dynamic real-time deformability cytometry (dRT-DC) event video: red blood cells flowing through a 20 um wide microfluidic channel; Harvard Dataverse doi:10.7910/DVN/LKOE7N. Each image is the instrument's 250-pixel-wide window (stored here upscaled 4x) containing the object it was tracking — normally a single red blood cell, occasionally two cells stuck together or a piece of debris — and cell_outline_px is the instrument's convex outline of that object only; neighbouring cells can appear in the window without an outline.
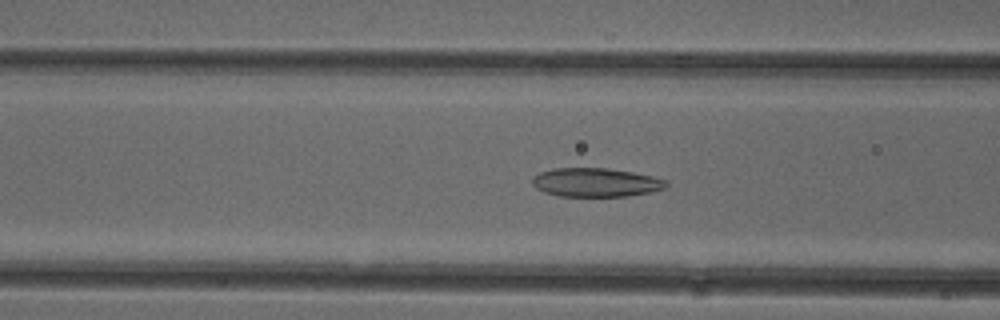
{"species": "common noctule bat (a hibernating species)", "species_latin": "Nyctalus noctula", "temperature_condition": "cold", "stored_images_in_passage": 38, "camera_frame_rate_fps": 3000, "um_per_image_px": 0.085, "animal": {"sex": "female"}, "frame": {"image": 1, "passage_image": 6, "time_ms": 1.667, "image_size_px": [1000, 320], "cell_outline_px": [[668, 184], [664, 188], [652, 192], [628, 196], [560, 196], [544, 192], [536, 188], [532, 184], [532, 176], [540, 172], [552, 168], [608, 168], [632, 172], [652, 176], [664, 180]], "centroid_in_image_um": [50.61, 15.5], "position_along_channel_um": 116.0, "area_um2": 22.48}}
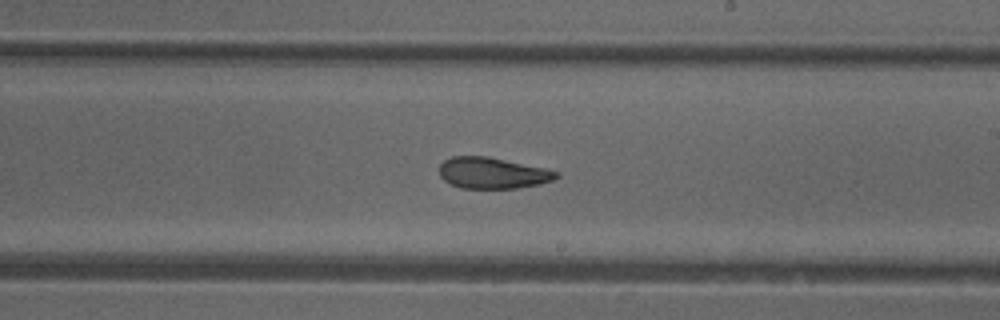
{"frame": {"image": 2, "passage_image": 16, "time_ms": 5.0, "image_size_px": [1000, 320], "cell_outline_px": [[560, 176], [552, 180], [540, 184], [516, 188], [460, 188], [444, 180], [440, 176], [440, 164], [444, 160], [452, 156], [488, 156], [544, 168], [560, 172]], "centroid_in_image_um": [41.87, 14.7], "position_along_channel_um": 247.1, "area_um2": 21.21}}
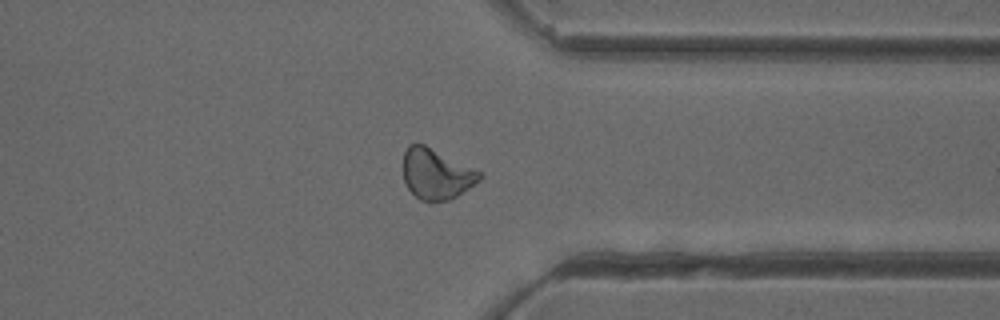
{"frame": {"image": 3, "passage_image": 26, "time_ms": 8.333, "image_size_px": [1000, 320], "cell_outline_px": [[484, 176], [480, 180], [456, 196], [448, 200], [420, 200], [408, 188], [404, 180], [404, 152], [408, 144], [424, 144], [484, 172]], "centroid_in_image_um": [37.12, 14.76], "position_along_channel_um": 374.3, "area_um2": 22.37}, "authors_computed_cell_mechanics": {"area_um2": 22.2819, "velocity_mm_per_s": 3.9381, "shape_relaxation_time_tau1_ms": 9.8812, "shape_relaxation_time_tau2_ms": 2.6821, "deformation_change_tau1": 0.1864, "deformation_change_tau2": 0.1002}}